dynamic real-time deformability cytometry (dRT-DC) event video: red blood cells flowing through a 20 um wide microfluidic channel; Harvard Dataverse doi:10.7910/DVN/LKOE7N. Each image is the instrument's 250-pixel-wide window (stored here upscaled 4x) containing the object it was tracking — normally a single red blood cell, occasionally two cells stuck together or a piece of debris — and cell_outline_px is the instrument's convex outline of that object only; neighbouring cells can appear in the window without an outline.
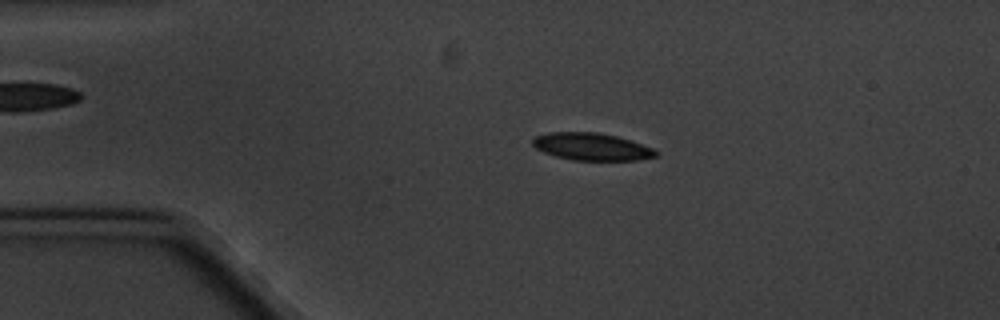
{"species": "common noctule bat (a hibernating species)", "species_latin": "Nyctalus noctula", "temperature_condition": "cold", "stored_images_in_passage": 5, "camera_frame_rate_fps": 3000, "um_per_image_px": 0.085, "animal": {"sex": "male", "body_mass_g": 20.1, "forearm_length_mm": 53.5}, "frame": {"image": 1, "passage_image": 3, "time_ms": 2.333, "image_size_px": [1000, 320], "cell_outline_px": [[660, 152], [656, 156], [636, 160], [572, 160], [556, 156], [544, 152], [536, 148], [532, 144], [532, 140], [536, 136], [552, 132], [596, 132], [616, 136], [632, 140], [652, 148]], "centroid_in_image_um": [50.31, 12.46], "position_along_channel_um": 34.7, "area_um2": 19.54}}
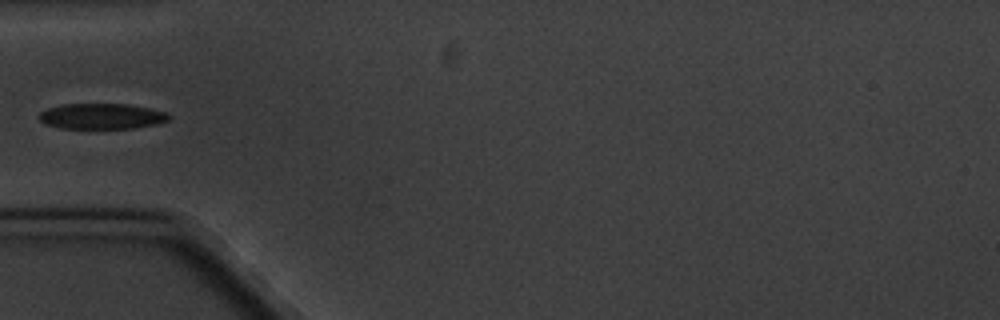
{"frame": {"image": 2, "passage_image": 5, "time_ms": 4.667, "image_size_px": [1000, 320], "cell_outline_px": [[172, 116], [168, 120], [156, 124], [132, 128], [60, 128], [44, 124], [40, 120], [40, 112], [48, 108], [64, 104], [128, 104], [148, 108], [164, 112]], "centroid_in_image_um": [8.63, 9.88], "position_along_channel_um": 76.4, "area_um2": 19.19}}